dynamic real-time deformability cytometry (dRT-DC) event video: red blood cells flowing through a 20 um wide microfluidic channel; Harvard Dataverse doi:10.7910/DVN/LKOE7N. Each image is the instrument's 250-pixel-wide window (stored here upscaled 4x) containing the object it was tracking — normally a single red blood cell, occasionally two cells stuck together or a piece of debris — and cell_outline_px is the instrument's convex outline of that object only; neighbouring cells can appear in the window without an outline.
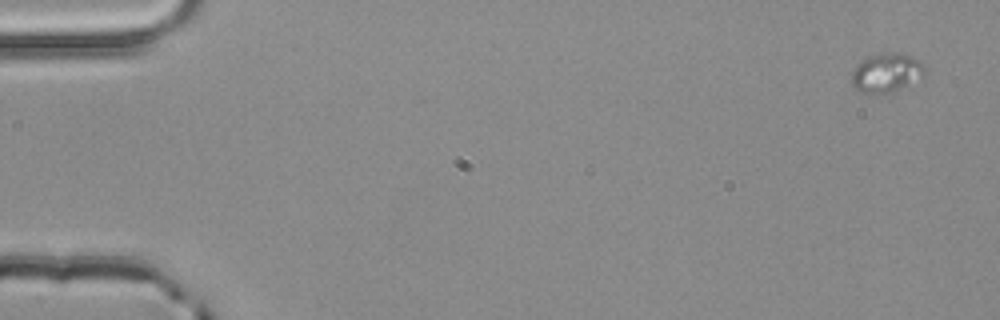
{"species": "common noctule bat (a hibernating species)", "species_latin": "Nyctalus noctula", "temperature_condition": "room temperature", "stored_images_in_passage": 4, "camera_frame_rate_fps": 3000, "um_per_image_px": 0.085, "animal": {"sex": "male", "body_mass_g": 20.4}, "frame": {"image": 1, "passage_image": 1, "time_ms": 0.0, "image_size_px": [1000, 320], "cell_outline_px": [[924, 80], [892, 92], [872, 96], [868, 96], [860, 92], [852, 84], [852, 72], [856, 64], [860, 60], [872, 52], [896, 52], [912, 56], [924, 68]], "centroid_in_image_um": [75.32, 6.21], "position_along_channel_um": 9.7, "area_um2": 17.51}}